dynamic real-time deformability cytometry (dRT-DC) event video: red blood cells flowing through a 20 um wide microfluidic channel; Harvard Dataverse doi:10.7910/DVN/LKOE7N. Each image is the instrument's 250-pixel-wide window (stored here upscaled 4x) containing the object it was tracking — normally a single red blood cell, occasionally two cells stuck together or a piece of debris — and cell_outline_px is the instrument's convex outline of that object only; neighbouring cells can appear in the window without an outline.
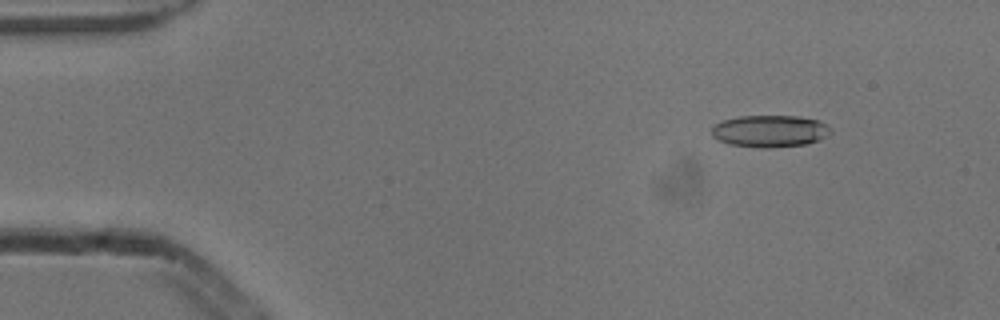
{"species": "common noctule bat (a hibernating species)", "species_latin": "Nyctalus noctula", "temperature_condition": "cold", "stored_images_in_passage": 5, "camera_frame_rate_fps": 3000, "um_per_image_px": 0.085, "animal": {"sex": "male", "body_mass_g": 13.3}, "frame": {"image": 1, "passage_image": 2, "time_ms": 0.333, "image_size_px": [1000, 320], "cell_outline_px": [[832, 132], [820, 140], [808, 144], [772, 148], [756, 148], [728, 144], [716, 140], [712, 136], [712, 128], [720, 120], [740, 116], [800, 116], [820, 120], [832, 128]], "centroid_in_image_um": [65.45, 11.15], "position_along_channel_um": 19.5, "area_um2": 22.72}}
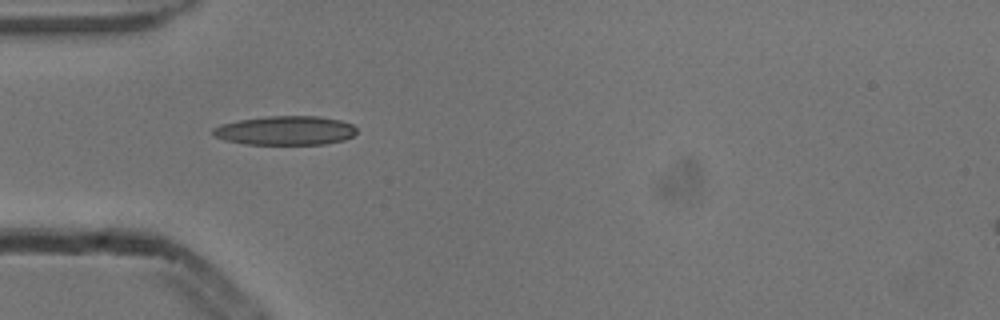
{"frame": {"image": 2, "passage_image": 5, "time_ms": 1.333, "image_size_px": [1000, 320], "cell_outline_px": [[356, 132], [352, 136], [344, 140], [324, 144], [244, 144], [224, 140], [212, 136], [212, 128], [220, 124], [240, 120], [268, 116], [316, 116], [340, 120], [352, 124], [356, 128]], "centroid_in_image_um": [24.22, 11.1], "position_along_channel_um": 60.8, "area_um2": 24.39}}